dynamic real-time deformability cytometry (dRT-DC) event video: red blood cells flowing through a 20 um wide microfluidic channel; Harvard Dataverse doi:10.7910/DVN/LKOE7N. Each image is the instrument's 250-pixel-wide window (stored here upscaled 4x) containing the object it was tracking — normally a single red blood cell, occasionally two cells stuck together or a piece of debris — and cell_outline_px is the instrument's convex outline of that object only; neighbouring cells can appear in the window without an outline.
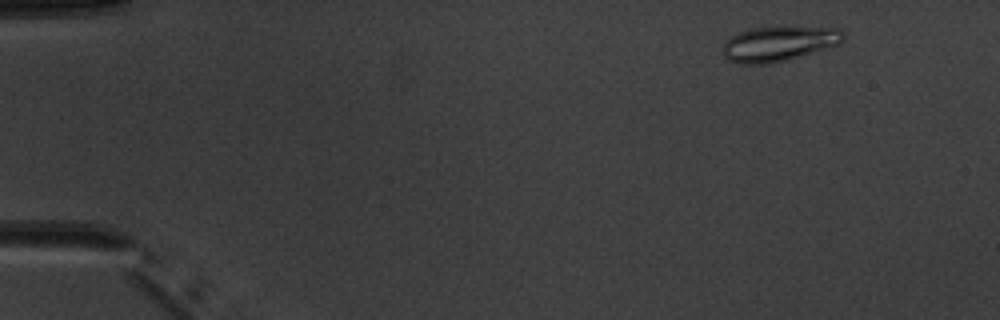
{"species": "common noctule bat (a hibernating species)", "species_latin": "Nyctalus noctula", "temperature_condition": "warm", "stored_images_in_passage": 4, "camera_frame_rate_fps": 3000, "um_per_image_px": 0.085, "animal": {"sex": "male", "body_mass_g": 20.1, "forearm_length_mm": 53.5}, "frame": {"image": 1, "passage_image": 1, "time_ms": 0.0, "image_size_px": [1000, 320], "cell_outline_px": [[844, 40], [840, 44], [788, 60], [768, 64], [740, 64], [728, 60], [724, 56], [724, 44], [732, 36], [740, 32], [752, 28], [784, 24], [840, 28], [844, 32]], "centroid_in_image_um": [66.28, 3.67], "position_along_channel_um": 18.7, "area_um2": 25.43}}
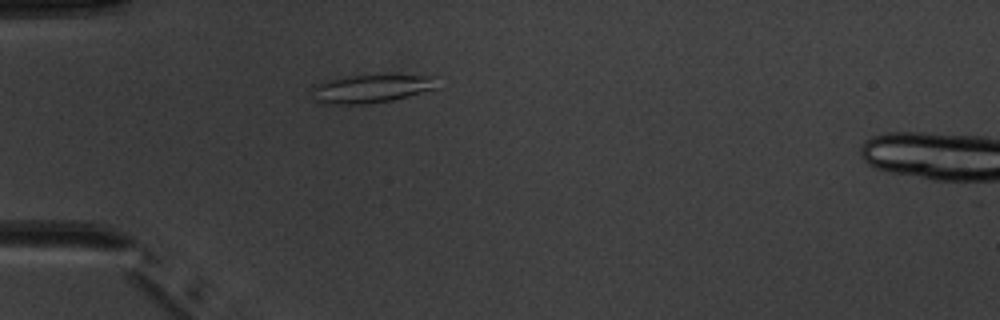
{"frame": {"image": 2, "passage_image": 4, "time_ms": 3.333, "image_size_px": [1000, 320], "cell_outline_px": [[440, 88], [392, 100], [364, 104], [324, 104], [316, 100], [312, 88], [316, 84], [328, 80], [352, 76], [436, 76]], "centroid_in_image_um": [31.61, 7.55], "position_along_channel_um": 53.4, "area_um2": 20.29}}